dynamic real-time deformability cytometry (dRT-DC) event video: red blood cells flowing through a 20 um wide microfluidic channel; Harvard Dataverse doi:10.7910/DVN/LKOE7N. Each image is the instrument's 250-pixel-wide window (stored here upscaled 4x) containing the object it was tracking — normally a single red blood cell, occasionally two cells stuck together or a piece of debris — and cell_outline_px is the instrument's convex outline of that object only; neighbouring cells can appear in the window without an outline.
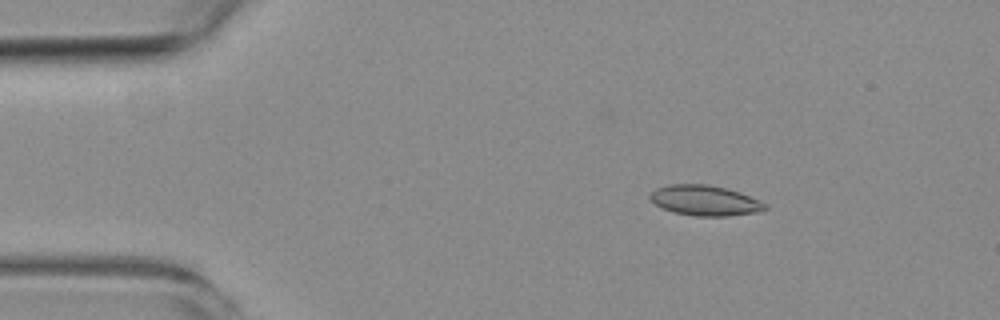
{"species": "common noctule bat (a hibernating species)", "species_latin": "Nyctalus noctula", "temperature_condition": "room temperature", "stored_images_in_passage": 4, "camera_frame_rate_fps": 3000, "um_per_image_px": 0.085, "animal": {"sex": "female", "body_mass_g": 19.3, "forearm_length_mm": 54.1}, "frame": {"image": 1, "passage_image": 2, "time_ms": 1.333, "image_size_px": [1000, 320], "cell_outline_px": [[768, 208], [756, 212], [728, 216], [696, 216], [672, 212], [660, 208], [648, 196], [656, 188], [668, 184], [708, 184], [740, 192], [760, 200], [768, 204]], "centroid_in_image_um": [59.91, 17.04], "position_along_channel_um": 25.1, "area_um2": 20.4}}